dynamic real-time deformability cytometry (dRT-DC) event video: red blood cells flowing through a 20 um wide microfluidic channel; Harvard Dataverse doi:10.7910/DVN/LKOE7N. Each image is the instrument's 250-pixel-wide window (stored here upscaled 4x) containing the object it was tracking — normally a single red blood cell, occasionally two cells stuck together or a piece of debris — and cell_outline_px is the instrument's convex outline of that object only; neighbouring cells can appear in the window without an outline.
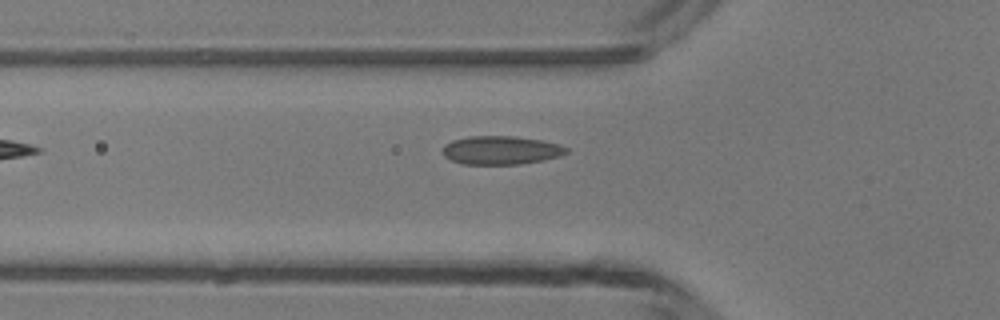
{"species": "common noctule bat (a hibernating species)", "species_latin": "Nyctalus noctula", "temperature_condition": "room temperature", "stored_images_in_passage": 4, "camera_frame_rate_fps": 3000, "um_per_image_px": 0.085, "animal": {"sex": "male", "body_mass_g": 13.3}, "frame": {"image": 1, "passage_image": 4, "time_ms": 3.333, "image_size_px": [1000, 320], "cell_outline_px": [[568, 152], [560, 156], [544, 160], [520, 164], [464, 164], [452, 160], [444, 156], [440, 152], [440, 148], [444, 144], [452, 140], [468, 136], [516, 136], [544, 140], [560, 144], [568, 148]], "centroid_in_image_um": [42.57, 12.76], "position_along_channel_um": 83.2, "area_um2": 20.92}}